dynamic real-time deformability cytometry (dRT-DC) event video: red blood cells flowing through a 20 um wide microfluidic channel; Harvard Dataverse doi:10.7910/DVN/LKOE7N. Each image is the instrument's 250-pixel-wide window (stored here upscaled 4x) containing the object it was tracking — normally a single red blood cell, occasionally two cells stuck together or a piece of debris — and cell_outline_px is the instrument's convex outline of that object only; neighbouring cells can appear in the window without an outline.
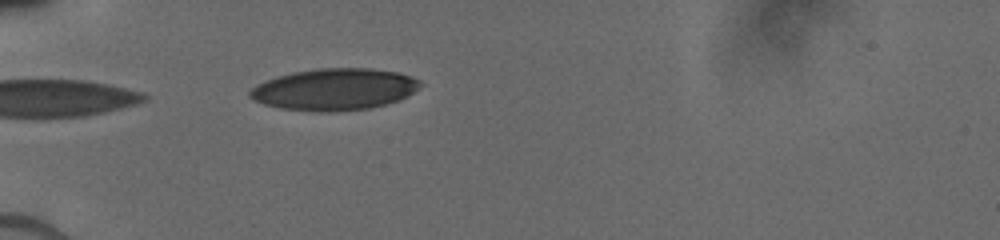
{"species": "human", "species_latin": "Homo sapiens", "temperature_condition": "cold", "stored_images_in_passage": 1, "camera_frame_rate_fps": 3000, "um_per_image_px": 0.085, "donor": {"sex": "male"}, "frame": {"image": 1, "passage_image": 1, "time_ms": 0.0, "image_size_px": [1000, 240], "cell_outline_px": [[420, 84], [412, 92], [396, 100], [384, 104], [368, 108], [332, 112], [312, 112], [280, 108], [264, 104], [252, 100], [248, 96], [248, 92], [256, 84], [276, 76], [292, 72], [316, 68], [368, 68], [396, 72], [420, 80]], "centroid_in_image_um": [28.32, 7.59], "position_along_channel_um": 56.7, "area_um2": 41.21}}